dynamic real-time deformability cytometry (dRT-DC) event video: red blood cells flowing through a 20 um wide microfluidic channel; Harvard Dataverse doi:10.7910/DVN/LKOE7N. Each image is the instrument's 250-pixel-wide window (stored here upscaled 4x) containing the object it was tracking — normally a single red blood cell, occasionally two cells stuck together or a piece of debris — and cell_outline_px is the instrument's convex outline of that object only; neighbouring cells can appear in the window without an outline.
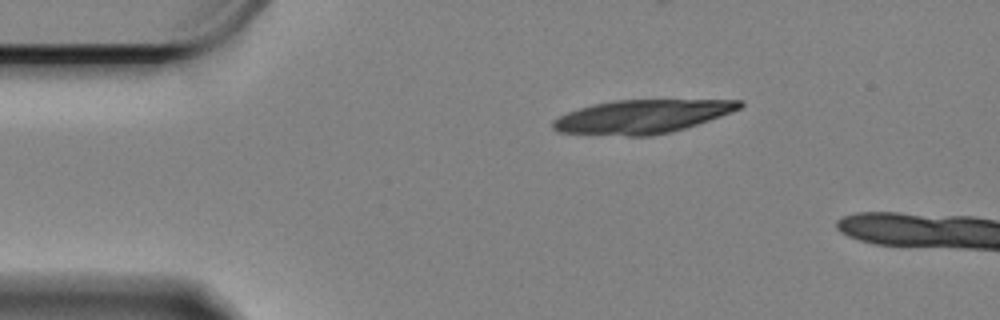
{"species": "Egyptian fruit bat (a non-hibernating species)", "species_latin": "Rousettus aegyptiacus", "temperature_condition": "cold", "stored_images_in_passage": 4, "camera_frame_rate_fps": 3000, "um_per_image_px": 0.085, "animal": {"sex": "female"}, "frame": {"image": 1, "passage_image": 1, "time_ms": 0.0, "image_size_px": [1000, 320], "cell_outline_px": [[744, 104], [740, 108], [720, 116], [684, 128], [652, 136], [628, 136], [556, 132], [552, 128], [552, 120], [568, 112], [592, 104], [616, 100], [744, 100]], "centroid_in_image_um": [54.53, 9.91], "position_along_channel_um": 30.5, "area_um2": 36.24}}